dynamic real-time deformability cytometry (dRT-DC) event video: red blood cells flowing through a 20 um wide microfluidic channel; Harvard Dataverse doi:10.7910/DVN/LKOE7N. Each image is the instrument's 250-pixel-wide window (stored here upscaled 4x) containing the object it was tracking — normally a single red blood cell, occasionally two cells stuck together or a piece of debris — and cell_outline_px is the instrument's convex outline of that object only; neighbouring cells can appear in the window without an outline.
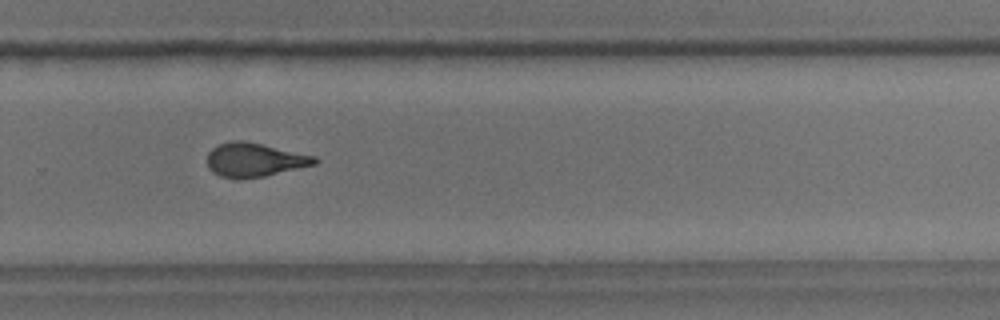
{"species": "common noctule bat (a hibernating species)", "species_latin": "Nyctalus noctula", "temperature_condition": "room temperature", "stored_images_in_passage": 42, "camera_frame_rate_fps": 3000, "um_per_image_px": 0.085, "animal": {"sex": "male", "body_mass_g": 18.8}, "frame": {"image": 1, "passage_image": 24, "time_ms": 7.667, "image_size_px": [1000, 320], "cell_outline_px": [[320, 160], [316, 164], [264, 176], [220, 176], [212, 172], [208, 168], [208, 152], [212, 148], [220, 144], [232, 140], [244, 140], [316, 156]], "centroid_in_image_um": [21.66, 13.55], "position_along_channel_um": 308.1, "area_um2": 20.69}}
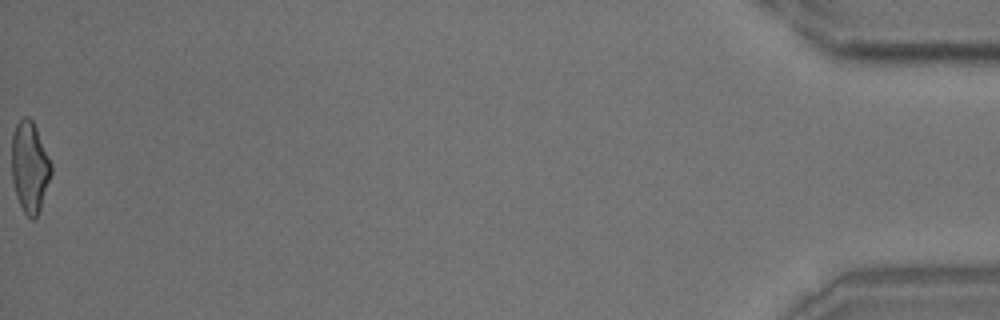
{"frame": {"image": 2, "passage_image": 42, "time_ms": 13.667, "image_size_px": [1000, 320], "cell_outline_px": [[52, 172], [40, 208], [36, 216], [32, 220], [24, 212], [16, 196], [12, 180], [12, 132], [16, 124], [24, 116], [28, 116], [32, 120], [36, 128], [52, 164]], "centroid_in_image_um": [2.52, 14.17], "position_along_channel_um": 432.7, "area_um2": 20.75}, "authors_computed_cell_mechanics": {"area_um2": 21.4727, "velocity_mm_per_s": 3.7568, "shape_relaxation_time_tau1_ms": 4.389, "shape_relaxation_time_tau2_ms": 1.5722, "deformation_change_tau1": 0.1615, "deformation_change_tau2": 0.083}}